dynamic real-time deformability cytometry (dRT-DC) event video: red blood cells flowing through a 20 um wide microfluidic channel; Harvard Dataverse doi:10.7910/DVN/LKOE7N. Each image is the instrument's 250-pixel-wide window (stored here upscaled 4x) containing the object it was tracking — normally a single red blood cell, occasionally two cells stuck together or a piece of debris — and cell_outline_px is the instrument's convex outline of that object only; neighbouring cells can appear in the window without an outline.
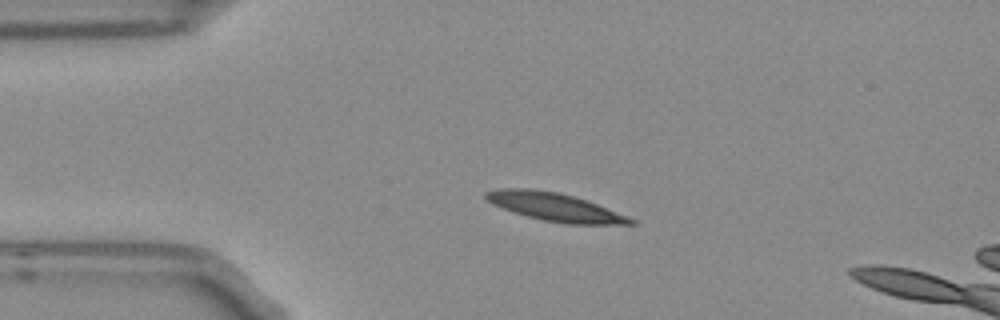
{"species": "Egyptian fruit bat (a non-hibernating species)", "species_latin": "Rousettus aegyptiacus", "temperature_condition": "room temperature", "stored_images_in_passage": 5, "camera_frame_rate_fps": 3000, "um_per_image_px": 0.085, "frame": {"image": 1, "passage_image": 3, "time_ms": 0.667, "image_size_px": [1000, 320], "cell_outline_px": [[636, 224], [568, 224], [544, 220], [528, 216], [492, 204], [484, 196], [484, 192], [496, 188], [528, 188], [556, 192], [572, 196], [596, 204], [636, 220]], "centroid_in_image_um": [47.12, 17.58], "position_along_channel_um": 37.9, "area_um2": 23.18}}
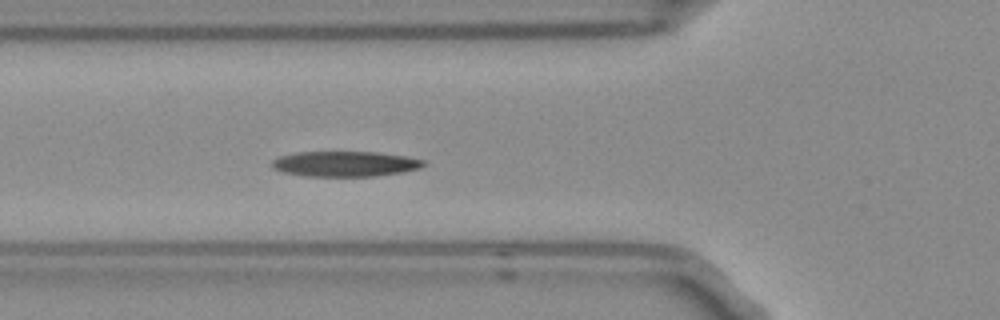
{"frame": {"image": 2, "passage_image": 5, "time_ms": 1.333, "image_size_px": [1000, 320], "cell_outline_px": [[428, 164], [420, 168], [404, 172], [376, 176], [304, 176], [284, 172], [272, 168], [272, 160], [280, 156], [296, 152], [376, 152], [404, 156], [424, 160]], "centroid_in_image_um": [29.35, 13.93], "position_along_channel_um": 96.4, "area_um2": 22.43}}